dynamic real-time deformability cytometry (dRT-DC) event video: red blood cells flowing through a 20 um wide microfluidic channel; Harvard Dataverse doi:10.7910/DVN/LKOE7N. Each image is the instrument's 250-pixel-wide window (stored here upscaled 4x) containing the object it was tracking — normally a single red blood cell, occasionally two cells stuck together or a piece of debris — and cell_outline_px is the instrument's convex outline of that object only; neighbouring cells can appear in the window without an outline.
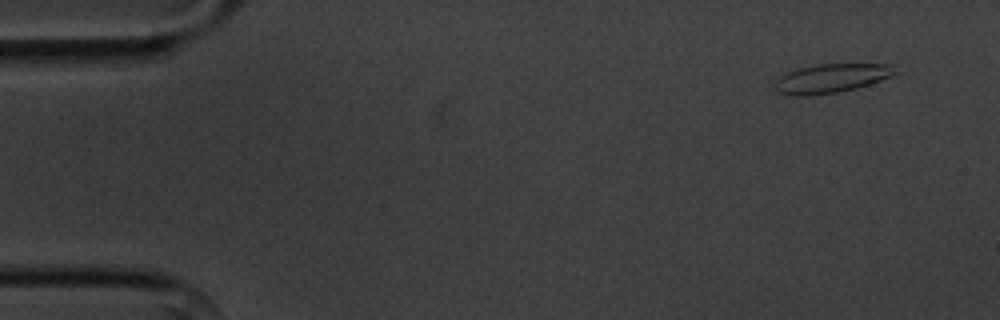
{"species": "common noctule bat (a hibernating species)", "species_latin": "Nyctalus noctula", "temperature_condition": "cold", "stored_images_in_passage": 5, "camera_frame_rate_fps": 3000, "um_per_image_px": 0.085, "animal": {"sex": "male", "body_mass_g": 20.1, "forearm_length_mm": 53.5}, "frame": {"image": 1, "passage_image": 1, "time_ms": 0.0, "image_size_px": [1000, 320], "cell_outline_px": [[900, 72], [892, 76], [856, 88], [840, 92], [808, 96], [792, 96], [776, 92], [776, 80], [780, 76], [788, 72], [800, 68], [816, 64], [896, 64]], "centroid_in_image_um": [70.71, 6.65], "position_along_channel_um": 14.3, "area_um2": 20.52}}
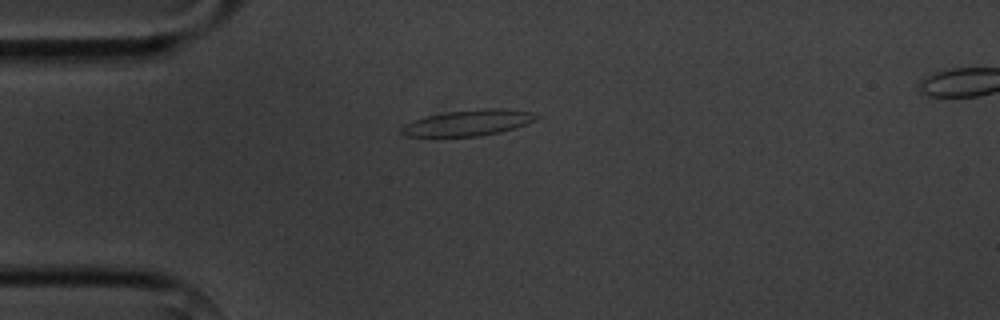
{"frame": {"image": 2, "passage_image": 4, "time_ms": 3.333, "image_size_px": [1000, 320], "cell_outline_px": [[544, 116], [528, 124], [516, 128], [500, 132], [480, 136], [408, 136], [400, 132], [400, 128], [404, 124], [412, 120], [444, 112], [488, 108], [500, 108], [532, 112]], "centroid_in_image_um": [39.87, 10.43], "position_along_channel_um": 45.1, "area_um2": 20.52}}